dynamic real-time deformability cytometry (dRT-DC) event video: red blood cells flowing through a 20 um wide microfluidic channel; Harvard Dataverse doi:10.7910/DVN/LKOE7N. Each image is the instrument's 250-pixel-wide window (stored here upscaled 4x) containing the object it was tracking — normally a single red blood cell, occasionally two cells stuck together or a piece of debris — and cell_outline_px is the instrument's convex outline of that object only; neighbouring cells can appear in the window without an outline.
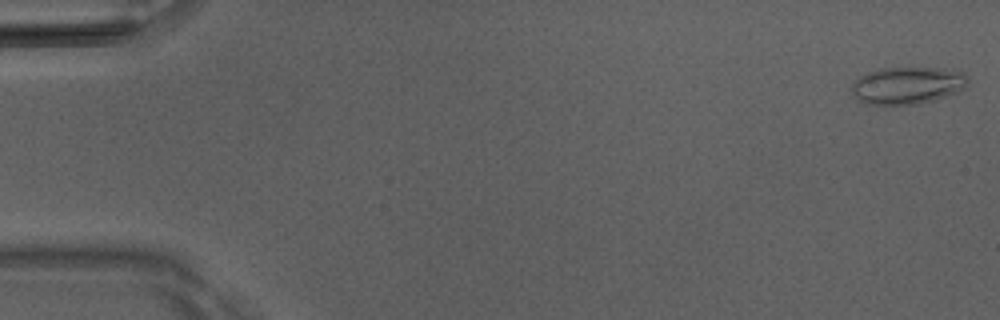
{"species": "Egyptian fruit bat (a non-hibernating species)", "species_latin": "Rousettus aegyptiacus", "temperature_condition": "room temperature", "stored_images_in_passage": 13, "camera_frame_rate_fps": 3000, "um_per_image_px": 0.085, "animal": {"sex": "male"}, "frame": {"image": 1, "passage_image": 1, "time_ms": 0.0, "image_size_px": [1000, 320], "cell_outline_px": [[968, 84], [956, 92], [920, 104], [868, 104], [852, 96], [852, 84], [860, 76], [868, 72], [880, 68], [940, 68], [964, 72], [968, 80]], "centroid_in_image_um": [77.11, 7.25], "position_along_channel_um": 7.9, "area_um2": 24.97}}